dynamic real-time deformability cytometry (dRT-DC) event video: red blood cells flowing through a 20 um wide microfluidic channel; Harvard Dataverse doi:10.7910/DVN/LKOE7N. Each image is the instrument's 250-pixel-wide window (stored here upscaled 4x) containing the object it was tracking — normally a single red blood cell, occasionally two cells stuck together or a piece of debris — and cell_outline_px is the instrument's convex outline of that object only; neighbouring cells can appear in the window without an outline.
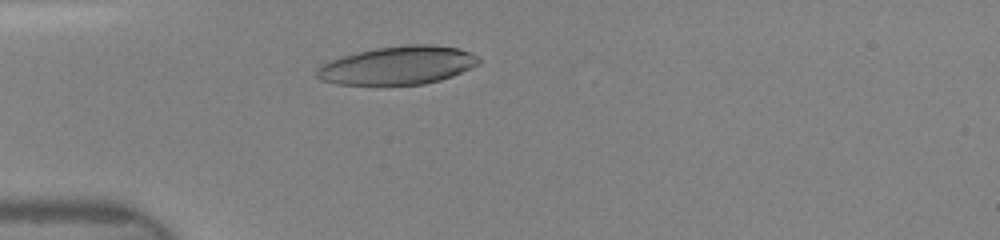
{"species": "human", "species_latin": "Homo sapiens", "temperature_condition": "room temperature", "stored_images_in_passage": 16, "camera_frame_rate_fps": 3000, "um_per_image_px": 0.085, "donor": {"sex": "female"}, "frame": {"image": 1, "passage_image": 7, "time_ms": 2.333, "image_size_px": [1000, 240], "cell_outline_px": [[480, 64], [472, 68], [452, 76], [440, 80], [424, 84], [336, 84], [320, 80], [316, 76], [316, 68], [320, 64], [344, 56], [376, 48], [408, 44], [432, 44], [456, 48], [480, 56]], "centroid_in_image_um": [33.84, 5.55], "position_along_channel_um": 51.2, "area_um2": 36.01}}
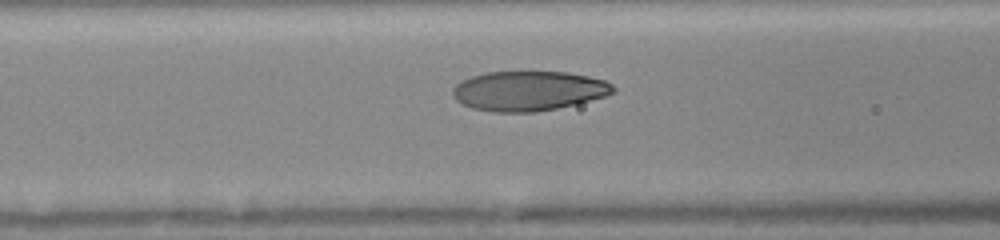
{"frame": {"image": 2, "passage_image": 12, "time_ms": 4.333, "image_size_px": [1000, 240], "cell_outline_px": [[616, 92], [604, 96], [576, 104], [536, 112], [496, 112], [472, 108], [456, 100], [452, 96], [452, 88], [460, 80], [484, 72], [568, 72], [588, 76], [604, 80], [612, 84], [616, 88]], "centroid_in_image_um": [44.92, 7.72], "position_along_channel_um": 121.7, "area_um2": 37.22}}
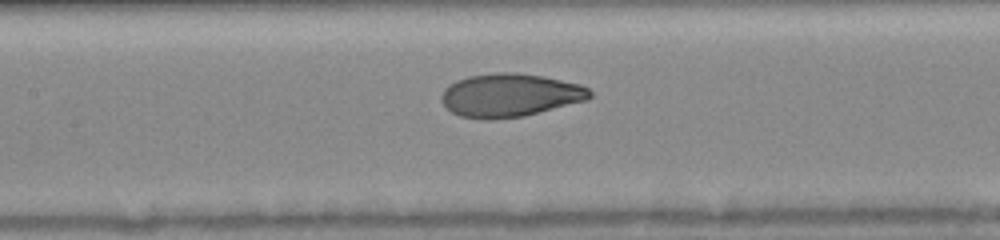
{"frame": {"image": 3, "passage_image": 15, "time_ms": 5.333, "image_size_px": [1000, 240], "cell_outline_px": [[592, 96], [588, 100], [524, 116], [488, 120], [460, 116], [452, 112], [440, 100], [440, 96], [444, 88], [448, 84], [456, 80], [468, 76], [492, 72], [516, 72], [544, 76], [580, 84], [588, 88], [592, 92]], "centroid_in_image_um": [43.34, 8.08], "position_along_channel_um": 164.1, "area_um2": 37.8}}